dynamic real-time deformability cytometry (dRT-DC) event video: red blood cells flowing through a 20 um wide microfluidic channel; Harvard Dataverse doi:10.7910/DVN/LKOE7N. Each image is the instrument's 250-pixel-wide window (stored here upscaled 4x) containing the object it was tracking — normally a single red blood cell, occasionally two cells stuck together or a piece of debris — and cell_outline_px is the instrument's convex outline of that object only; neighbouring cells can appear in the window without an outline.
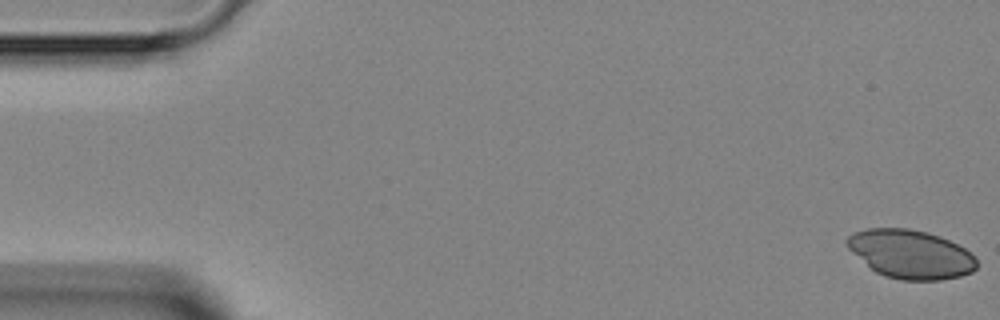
{"species": "Egyptian fruit bat (a non-hibernating species)", "species_latin": "Rousettus aegyptiacus", "temperature_condition": "room temperature", "stored_images_in_passage": 7, "camera_frame_rate_fps": 3000, "um_per_image_px": 0.085, "animal": {"sex": "female"}, "frame": {"image": 1, "passage_image": 1, "time_ms": 0.0, "image_size_px": [1000, 320], "cell_outline_px": [[976, 268], [972, 272], [960, 276], [940, 280], [900, 280], [884, 276], [876, 272], [852, 252], [848, 248], [844, 240], [852, 232], [868, 228], [908, 228], [940, 236], [972, 252], [976, 260]], "centroid_in_image_um": [77.39, 21.6], "position_along_channel_um": 7.6, "area_um2": 36.76}}